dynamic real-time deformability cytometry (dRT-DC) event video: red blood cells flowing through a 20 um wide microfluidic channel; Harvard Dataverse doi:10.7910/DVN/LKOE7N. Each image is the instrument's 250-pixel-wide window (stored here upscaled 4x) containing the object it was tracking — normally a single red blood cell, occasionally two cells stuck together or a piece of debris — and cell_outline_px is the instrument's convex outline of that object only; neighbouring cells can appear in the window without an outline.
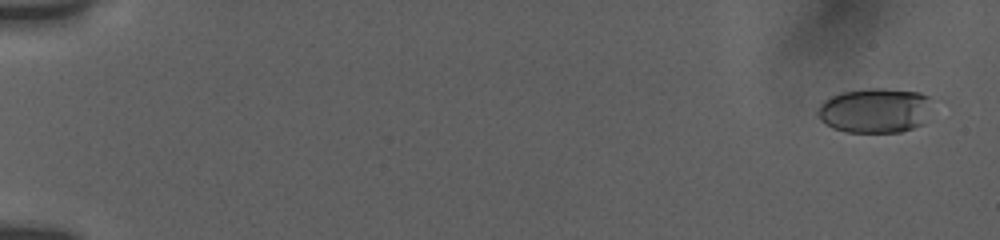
{"species": "human", "species_latin": "Homo sapiens", "temperature_condition": "room temperature", "stored_images_in_passage": 9, "camera_frame_rate_fps": 3000, "um_per_image_px": 0.085, "donor": {"sex": "female"}, "frame": {"image": 1, "passage_image": 1, "time_ms": 0.0, "image_size_px": [1000, 240], "cell_outline_px": [[928, 96], [924, 124], [900, 132], [848, 132], [832, 128], [824, 124], [820, 120], [816, 112], [820, 104], [824, 100], [840, 92], [868, 88], [884, 88], [920, 92]], "centroid_in_image_um": [74.29, 9.39], "position_along_channel_um": 10.7, "area_um2": 29.77}}
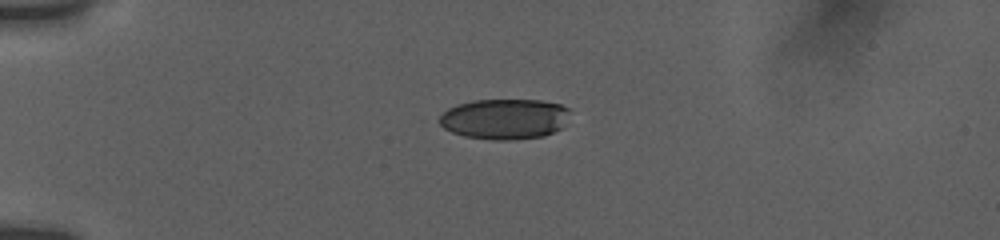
{"frame": {"image": 2, "passage_image": 7, "time_ms": 4.333, "image_size_px": [1000, 240], "cell_outline_px": [[568, 108], [564, 128], [544, 136], [512, 140], [492, 140], [464, 136], [452, 132], [444, 128], [432, 120], [448, 108], [456, 104], [472, 100], [540, 100], [560, 104]], "centroid_in_image_um": [42.81, 10.11], "position_along_channel_um": 42.2, "area_um2": 31.33}}
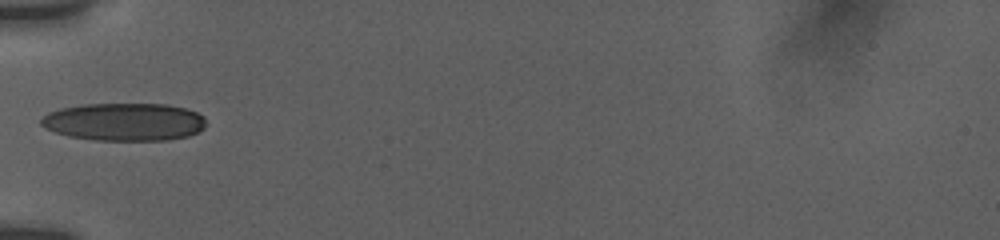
{"frame": {"image": 3, "passage_image": 9, "time_ms": 6.333, "image_size_px": [1000, 240], "cell_outline_px": [[204, 128], [188, 136], [164, 140], [96, 140], [68, 136], [56, 132], [40, 124], [40, 120], [48, 112], [60, 108], [80, 104], [168, 104], [184, 108], [196, 112], [204, 116]], "centroid_in_image_um": [10.55, 10.35], "position_along_channel_um": 74.5, "area_um2": 36.24}}